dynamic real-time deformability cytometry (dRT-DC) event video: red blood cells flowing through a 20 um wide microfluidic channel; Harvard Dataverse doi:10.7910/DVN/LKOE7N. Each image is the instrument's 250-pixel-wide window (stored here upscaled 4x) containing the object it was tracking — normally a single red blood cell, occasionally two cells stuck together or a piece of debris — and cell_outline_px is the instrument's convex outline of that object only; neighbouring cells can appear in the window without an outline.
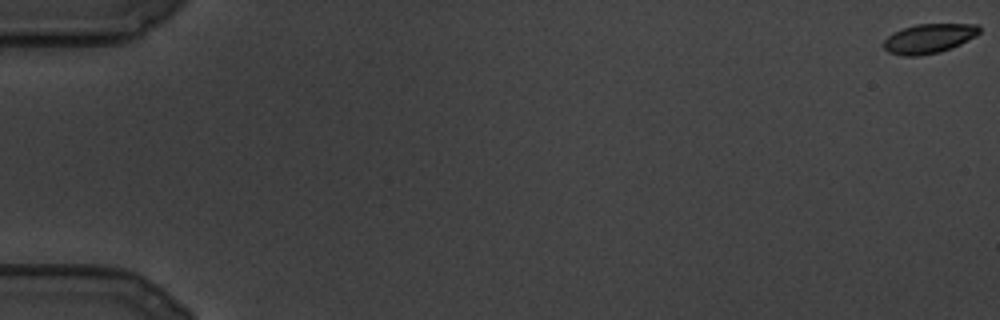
{"species": "common noctule bat (a hibernating species)", "species_latin": "Nyctalus noctula", "temperature_condition": "cold", "stored_images_in_passage": 17, "camera_frame_rate_fps": 3000, "um_per_image_px": 0.085, "animal": {"sex": "male", "body_mass_g": 19.5, "forearm_length_mm": 54.6}, "frame": {"image": 1, "passage_image": 1, "time_ms": 0.0, "image_size_px": [1000, 320], "cell_outline_px": [[980, 32], [976, 36], [952, 48], [940, 52], [916, 56], [904, 56], [888, 52], [884, 48], [884, 40], [892, 32], [916, 24], [976, 24], [980, 28]], "centroid_in_image_um": [78.95, 3.27], "position_along_channel_um": 6.0, "area_um2": 16.42}}